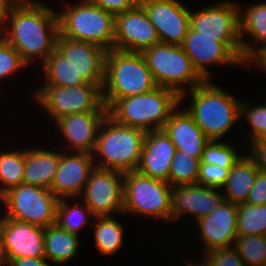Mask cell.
<instances>
[{
    "label": "cell",
    "mask_w": 266,
    "mask_h": 266,
    "mask_svg": "<svg viewBox=\"0 0 266 266\" xmlns=\"http://www.w3.org/2000/svg\"><path fill=\"white\" fill-rule=\"evenodd\" d=\"M93 154L77 152L67 154L61 152L58 170L50 190L58 198H74L81 195L95 167Z\"/></svg>",
    "instance_id": "18"
},
{
    "label": "cell",
    "mask_w": 266,
    "mask_h": 266,
    "mask_svg": "<svg viewBox=\"0 0 266 266\" xmlns=\"http://www.w3.org/2000/svg\"><path fill=\"white\" fill-rule=\"evenodd\" d=\"M246 203L266 205V171L258 170L255 183L249 192Z\"/></svg>",
    "instance_id": "40"
},
{
    "label": "cell",
    "mask_w": 266,
    "mask_h": 266,
    "mask_svg": "<svg viewBox=\"0 0 266 266\" xmlns=\"http://www.w3.org/2000/svg\"><path fill=\"white\" fill-rule=\"evenodd\" d=\"M232 245L246 266L266 262V235H237Z\"/></svg>",
    "instance_id": "32"
},
{
    "label": "cell",
    "mask_w": 266,
    "mask_h": 266,
    "mask_svg": "<svg viewBox=\"0 0 266 266\" xmlns=\"http://www.w3.org/2000/svg\"><path fill=\"white\" fill-rule=\"evenodd\" d=\"M200 159L194 158L186 152L175 150L169 173L171 186L197 183Z\"/></svg>",
    "instance_id": "33"
},
{
    "label": "cell",
    "mask_w": 266,
    "mask_h": 266,
    "mask_svg": "<svg viewBox=\"0 0 266 266\" xmlns=\"http://www.w3.org/2000/svg\"><path fill=\"white\" fill-rule=\"evenodd\" d=\"M6 264H8V262L6 260V256H5V252L3 248L2 235L0 231V266H5Z\"/></svg>",
    "instance_id": "46"
},
{
    "label": "cell",
    "mask_w": 266,
    "mask_h": 266,
    "mask_svg": "<svg viewBox=\"0 0 266 266\" xmlns=\"http://www.w3.org/2000/svg\"><path fill=\"white\" fill-rule=\"evenodd\" d=\"M9 4L10 2L8 0H0V33L4 25V18Z\"/></svg>",
    "instance_id": "44"
},
{
    "label": "cell",
    "mask_w": 266,
    "mask_h": 266,
    "mask_svg": "<svg viewBox=\"0 0 266 266\" xmlns=\"http://www.w3.org/2000/svg\"><path fill=\"white\" fill-rule=\"evenodd\" d=\"M159 42L155 27L139 3L114 16V49L142 53Z\"/></svg>",
    "instance_id": "13"
},
{
    "label": "cell",
    "mask_w": 266,
    "mask_h": 266,
    "mask_svg": "<svg viewBox=\"0 0 266 266\" xmlns=\"http://www.w3.org/2000/svg\"><path fill=\"white\" fill-rule=\"evenodd\" d=\"M172 186L134 170L124 173L123 213H141L170 220Z\"/></svg>",
    "instance_id": "8"
},
{
    "label": "cell",
    "mask_w": 266,
    "mask_h": 266,
    "mask_svg": "<svg viewBox=\"0 0 266 266\" xmlns=\"http://www.w3.org/2000/svg\"><path fill=\"white\" fill-rule=\"evenodd\" d=\"M248 155L259 169L266 171V136L258 137L251 142Z\"/></svg>",
    "instance_id": "42"
},
{
    "label": "cell",
    "mask_w": 266,
    "mask_h": 266,
    "mask_svg": "<svg viewBox=\"0 0 266 266\" xmlns=\"http://www.w3.org/2000/svg\"><path fill=\"white\" fill-rule=\"evenodd\" d=\"M25 150L0 153V197L13 187L23 183Z\"/></svg>",
    "instance_id": "30"
},
{
    "label": "cell",
    "mask_w": 266,
    "mask_h": 266,
    "mask_svg": "<svg viewBox=\"0 0 266 266\" xmlns=\"http://www.w3.org/2000/svg\"><path fill=\"white\" fill-rule=\"evenodd\" d=\"M232 167L200 163L197 183L211 188H223Z\"/></svg>",
    "instance_id": "37"
},
{
    "label": "cell",
    "mask_w": 266,
    "mask_h": 266,
    "mask_svg": "<svg viewBox=\"0 0 266 266\" xmlns=\"http://www.w3.org/2000/svg\"><path fill=\"white\" fill-rule=\"evenodd\" d=\"M147 66L157 86L175 91L184 98L182 85H190V90L206 80L198 73L181 45L156 43L142 52Z\"/></svg>",
    "instance_id": "7"
},
{
    "label": "cell",
    "mask_w": 266,
    "mask_h": 266,
    "mask_svg": "<svg viewBox=\"0 0 266 266\" xmlns=\"http://www.w3.org/2000/svg\"><path fill=\"white\" fill-rule=\"evenodd\" d=\"M190 92L192 105L186 110L210 140L218 141L241 118V102L209 80Z\"/></svg>",
    "instance_id": "5"
},
{
    "label": "cell",
    "mask_w": 266,
    "mask_h": 266,
    "mask_svg": "<svg viewBox=\"0 0 266 266\" xmlns=\"http://www.w3.org/2000/svg\"><path fill=\"white\" fill-rule=\"evenodd\" d=\"M259 167L248 156H242L229 171L224 199L234 204H241L247 201L252 189Z\"/></svg>",
    "instance_id": "26"
},
{
    "label": "cell",
    "mask_w": 266,
    "mask_h": 266,
    "mask_svg": "<svg viewBox=\"0 0 266 266\" xmlns=\"http://www.w3.org/2000/svg\"><path fill=\"white\" fill-rule=\"evenodd\" d=\"M123 180L124 173L116 170L96 166L91 170L81 195L94 216L123 213Z\"/></svg>",
    "instance_id": "12"
},
{
    "label": "cell",
    "mask_w": 266,
    "mask_h": 266,
    "mask_svg": "<svg viewBox=\"0 0 266 266\" xmlns=\"http://www.w3.org/2000/svg\"><path fill=\"white\" fill-rule=\"evenodd\" d=\"M45 85L52 86H80L89 84L76 73L71 63L55 49L42 64Z\"/></svg>",
    "instance_id": "28"
},
{
    "label": "cell",
    "mask_w": 266,
    "mask_h": 266,
    "mask_svg": "<svg viewBox=\"0 0 266 266\" xmlns=\"http://www.w3.org/2000/svg\"><path fill=\"white\" fill-rule=\"evenodd\" d=\"M4 22L0 36L19 52L27 65L36 57L43 64L56 49L58 15L45 4L30 0L11 2Z\"/></svg>",
    "instance_id": "1"
},
{
    "label": "cell",
    "mask_w": 266,
    "mask_h": 266,
    "mask_svg": "<svg viewBox=\"0 0 266 266\" xmlns=\"http://www.w3.org/2000/svg\"><path fill=\"white\" fill-rule=\"evenodd\" d=\"M188 266H209L205 261H203L202 263H200V264H195L194 265V263L192 262V264L191 265H189L188 264Z\"/></svg>",
    "instance_id": "47"
},
{
    "label": "cell",
    "mask_w": 266,
    "mask_h": 266,
    "mask_svg": "<svg viewBox=\"0 0 266 266\" xmlns=\"http://www.w3.org/2000/svg\"><path fill=\"white\" fill-rule=\"evenodd\" d=\"M26 66L19 52L0 36V80Z\"/></svg>",
    "instance_id": "38"
},
{
    "label": "cell",
    "mask_w": 266,
    "mask_h": 266,
    "mask_svg": "<svg viewBox=\"0 0 266 266\" xmlns=\"http://www.w3.org/2000/svg\"><path fill=\"white\" fill-rule=\"evenodd\" d=\"M61 153L46 149L25 150L23 183L50 189Z\"/></svg>",
    "instance_id": "24"
},
{
    "label": "cell",
    "mask_w": 266,
    "mask_h": 266,
    "mask_svg": "<svg viewBox=\"0 0 266 266\" xmlns=\"http://www.w3.org/2000/svg\"><path fill=\"white\" fill-rule=\"evenodd\" d=\"M87 215L95 217L86 204L82 208H79L78 204L70 208L66 199L61 198L56 207V224L60 228L78 235V231L87 223Z\"/></svg>",
    "instance_id": "34"
},
{
    "label": "cell",
    "mask_w": 266,
    "mask_h": 266,
    "mask_svg": "<svg viewBox=\"0 0 266 266\" xmlns=\"http://www.w3.org/2000/svg\"><path fill=\"white\" fill-rule=\"evenodd\" d=\"M253 62L256 66H259L266 72V50L262 52Z\"/></svg>",
    "instance_id": "45"
},
{
    "label": "cell",
    "mask_w": 266,
    "mask_h": 266,
    "mask_svg": "<svg viewBox=\"0 0 266 266\" xmlns=\"http://www.w3.org/2000/svg\"><path fill=\"white\" fill-rule=\"evenodd\" d=\"M164 132L171 139L175 150L200 159L210 139L202 132L193 117L185 111H176L170 114L163 127Z\"/></svg>",
    "instance_id": "23"
},
{
    "label": "cell",
    "mask_w": 266,
    "mask_h": 266,
    "mask_svg": "<svg viewBox=\"0 0 266 266\" xmlns=\"http://www.w3.org/2000/svg\"><path fill=\"white\" fill-rule=\"evenodd\" d=\"M205 252L206 259L203 260L209 266H246L233 247L215 248Z\"/></svg>",
    "instance_id": "39"
},
{
    "label": "cell",
    "mask_w": 266,
    "mask_h": 266,
    "mask_svg": "<svg viewBox=\"0 0 266 266\" xmlns=\"http://www.w3.org/2000/svg\"><path fill=\"white\" fill-rule=\"evenodd\" d=\"M161 43L181 45L190 29V13L178 0H139Z\"/></svg>",
    "instance_id": "14"
},
{
    "label": "cell",
    "mask_w": 266,
    "mask_h": 266,
    "mask_svg": "<svg viewBox=\"0 0 266 266\" xmlns=\"http://www.w3.org/2000/svg\"><path fill=\"white\" fill-rule=\"evenodd\" d=\"M240 9L232 2H219L190 13V27L199 36L217 37L243 63L242 44L240 39Z\"/></svg>",
    "instance_id": "11"
},
{
    "label": "cell",
    "mask_w": 266,
    "mask_h": 266,
    "mask_svg": "<svg viewBox=\"0 0 266 266\" xmlns=\"http://www.w3.org/2000/svg\"><path fill=\"white\" fill-rule=\"evenodd\" d=\"M94 238L98 251L103 255H114L122 247L123 226L111 216H95Z\"/></svg>",
    "instance_id": "29"
},
{
    "label": "cell",
    "mask_w": 266,
    "mask_h": 266,
    "mask_svg": "<svg viewBox=\"0 0 266 266\" xmlns=\"http://www.w3.org/2000/svg\"><path fill=\"white\" fill-rule=\"evenodd\" d=\"M249 107V108H248ZM243 115L247 118L252 127L250 140L266 136V106L256 105L252 107L248 104L240 103V117Z\"/></svg>",
    "instance_id": "36"
},
{
    "label": "cell",
    "mask_w": 266,
    "mask_h": 266,
    "mask_svg": "<svg viewBox=\"0 0 266 266\" xmlns=\"http://www.w3.org/2000/svg\"><path fill=\"white\" fill-rule=\"evenodd\" d=\"M45 257H20L12 259L9 266H49Z\"/></svg>",
    "instance_id": "43"
},
{
    "label": "cell",
    "mask_w": 266,
    "mask_h": 266,
    "mask_svg": "<svg viewBox=\"0 0 266 266\" xmlns=\"http://www.w3.org/2000/svg\"><path fill=\"white\" fill-rule=\"evenodd\" d=\"M108 112L75 113L58 118L59 131L69 143L68 149L93 154L99 127Z\"/></svg>",
    "instance_id": "22"
},
{
    "label": "cell",
    "mask_w": 266,
    "mask_h": 266,
    "mask_svg": "<svg viewBox=\"0 0 266 266\" xmlns=\"http://www.w3.org/2000/svg\"><path fill=\"white\" fill-rule=\"evenodd\" d=\"M78 235L60 228L56 223L44 228L45 258L53 264L66 263L78 252Z\"/></svg>",
    "instance_id": "27"
},
{
    "label": "cell",
    "mask_w": 266,
    "mask_h": 266,
    "mask_svg": "<svg viewBox=\"0 0 266 266\" xmlns=\"http://www.w3.org/2000/svg\"><path fill=\"white\" fill-rule=\"evenodd\" d=\"M157 87L142 53L106 52L102 99L109 108L117 99L140 95Z\"/></svg>",
    "instance_id": "2"
},
{
    "label": "cell",
    "mask_w": 266,
    "mask_h": 266,
    "mask_svg": "<svg viewBox=\"0 0 266 266\" xmlns=\"http://www.w3.org/2000/svg\"><path fill=\"white\" fill-rule=\"evenodd\" d=\"M237 235H266V205L238 204Z\"/></svg>",
    "instance_id": "31"
},
{
    "label": "cell",
    "mask_w": 266,
    "mask_h": 266,
    "mask_svg": "<svg viewBox=\"0 0 266 266\" xmlns=\"http://www.w3.org/2000/svg\"><path fill=\"white\" fill-rule=\"evenodd\" d=\"M181 47L191 59L195 69L207 81L210 64H243L244 63L217 37L199 36L191 27L186 34Z\"/></svg>",
    "instance_id": "19"
},
{
    "label": "cell",
    "mask_w": 266,
    "mask_h": 266,
    "mask_svg": "<svg viewBox=\"0 0 266 266\" xmlns=\"http://www.w3.org/2000/svg\"><path fill=\"white\" fill-rule=\"evenodd\" d=\"M145 134L139 128L120 125L107 115L97 134L93 156L99 154L101 159L100 163L95 161V166L122 173L138 170Z\"/></svg>",
    "instance_id": "4"
},
{
    "label": "cell",
    "mask_w": 266,
    "mask_h": 266,
    "mask_svg": "<svg viewBox=\"0 0 266 266\" xmlns=\"http://www.w3.org/2000/svg\"><path fill=\"white\" fill-rule=\"evenodd\" d=\"M81 1L57 13L59 35L114 49V16L89 0Z\"/></svg>",
    "instance_id": "6"
},
{
    "label": "cell",
    "mask_w": 266,
    "mask_h": 266,
    "mask_svg": "<svg viewBox=\"0 0 266 266\" xmlns=\"http://www.w3.org/2000/svg\"><path fill=\"white\" fill-rule=\"evenodd\" d=\"M241 155L234 150L232 145L210 140L206 145L200 163L219 165L222 167H233Z\"/></svg>",
    "instance_id": "35"
},
{
    "label": "cell",
    "mask_w": 266,
    "mask_h": 266,
    "mask_svg": "<svg viewBox=\"0 0 266 266\" xmlns=\"http://www.w3.org/2000/svg\"><path fill=\"white\" fill-rule=\"evenodd\" d=\"M0 231L8 263L20 257H45L43 227L2 216Z\"/></svg>",
    "instance_id": "16"
},
{
    "label": "cell",
    "mask_w": 266,
    "mask_h": 266,
    "mask_svg": "<svg viewBox=\"0 0 266 266\" xmlns=\"http://www.w3.org/2000/svg\"><path fill=\"white\" fill-rule=\"evenodd\" d=\"M56 49L71 63L76 73L101 90L104 83L106 50L89 42L58 35Z\"/></svg>",
    "instance_id": "15"
},
{
    "label": "cell",
    "mask_w": 266,
    "mask_h": 266,
    "mask_svg": "<svg viewBox=\"0 0 266 266\" xmlns=\"http://www.w3.org/2000/svg\"><path fill=\"white\" fill-rule=\"evenodd\" d=\"M34 98L55 121L75 113L108 112L102 90L92 84L70 87L43 85L34 93Z\"/></svg>",
    "instance_id": "10"
},
{
    "label": "cell",
    "mask_w": 266,
    "mask_h": 266,
    "mask_svg": "<svg viewBox=\"0 0 266 266\" xmlns=\"http://www.w3.org/2000/svg\"><path fill=\"white\" fill-rule=\"evenodd\" d=\"M0 198L7 206V218L43 228L56 223L59 199L48 188L21 183Z\"/></svg>",
    "instance_id": "9"
},
{
    "label": "cell",
    "mask_w": 266,
    "mask_h": 266,
    "mask_svg": "<svg viewBox=\"0 0 266 266\" xmlns=\"http://www.w3.org/2000/svg\"><path fill=\"white\" fill-rule=\"evenodd\" d=\"M238 205L224 200L209 215L197 219L206 250L232 247L237 237Z\"/></svg>",
    "instance_id": "20"
},
{
    "label": "cell",
    "mask_w": 266,
    "mask_h": 266,
    "mask_svg": "<svg viewBox=\"0 0 266 266\" xmlns=\"http://www.w3.org/2000/svg\"><path fill=\"white\" fill-rule=\"evenodd\" d=\"M247 10L239 14L240 21V39L242 44V57L246 63L254 61L262 52L266 50V2L255 3ZM243 13V14H242ZM246 34L251 35L263 45L255 49L252 44L249 45L243 39Z\"/></svg>",
    "instance_id": "25"
},
{
    "label": "cell",
    "mask_w": 266,
    "mask_h": 266,
    "mask_svg": "<svg viewBox=\"0 0 266 266\" xmlns=\"http://www.w3.org/2000/svg\"><path fill=\"white\" fill-rule=\"evenodd\" d=\"M179 103L175 91L157 86L140 95L117 99L108 108V116L120 125L148 132L163 129Z\"/></svg>",
    "instance_id": "3"
},
{
    "label": "cell",
    "mask_w": 266,
    "mask_h": 266,
    "mask_svg": "<svg viewBox=\"0 0 266 266\" xmlns=\"http://www.w3.org/2000/svg\"><path fill=\"white\" fill-rule=\"evenodd\" d=\"M91 3L102 7L113 16L133 9L139 0H89Z\"/></svg>",
    "instance_id": "41"
},
{
    "label": "cell",
    "mask_w": 266,
    "mask_h": 266,
    "mask_svg": "<svg viewBox=\"0 0 266 266\" xmlns=\"http://www.w3.org/2000/svg\"><path fill=\"white\" fill-rule=\"evenodd\" d=\"M174 153L175 146L163 129L148 131L144 137L141 161L137 171L169 183Z\"/></svg>",
    "instance_id": "21"
},
{
    "label": "cell",
    "mask_w": 266,
    "mask_h": 266,
    "mask_svg": "<svg viewBox=\"0 0 266 266\" xmlns=\"http://www.w3.org/2000/svg\"><path fill=\"white\" fill-rule=\"evenodd\" d=\"M217 188L199 183L172 186L170 194V221L182 214L191 213L196 220L209 215L225 199Z\"/></svg>",
    "instance_id": "17"
}]
</instances>
